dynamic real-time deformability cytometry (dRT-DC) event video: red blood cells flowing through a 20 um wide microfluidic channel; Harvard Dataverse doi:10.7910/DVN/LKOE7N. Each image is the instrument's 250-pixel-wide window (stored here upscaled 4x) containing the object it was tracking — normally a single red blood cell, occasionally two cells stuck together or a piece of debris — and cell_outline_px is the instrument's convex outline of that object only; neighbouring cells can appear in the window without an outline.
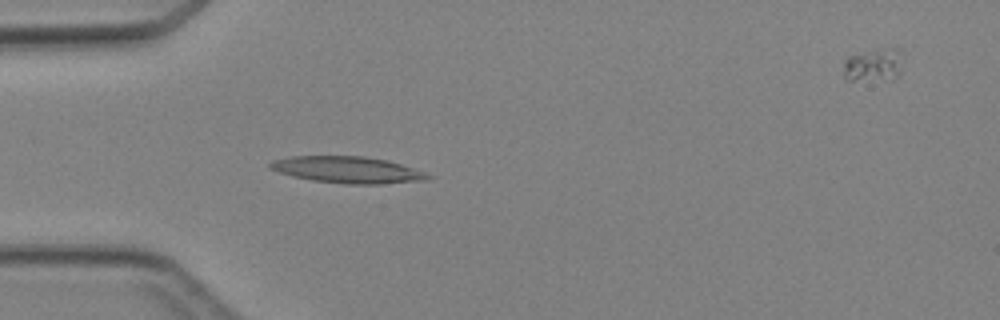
{"species": "Egyptian fruit bat (a non-hibernating species)", "species_latin": "Rousettus aegyptiacus", "temperature_condition": "cold", "stored_images_in_passage": 5, "segment_of_instrument_passage": [1, 2], "camera_frame_rate_fps": 3000, "um_per_image_px": 0.085, "animal": {"sex": "female"}, "frame": {"image": 1, "passage_image": 4, "time_ms": 4.333, "image_size_px": [1000, 320], "cell_outline_px": [[432, 176], [428, 180], [380, 184], [348, 184], [312, 180], [292, 176], [268, 168], [268, 164], [272, 160], [292, 156], [364, 156], [388, 160], [424, 172]], "centroid_in_image_um": [29.52, 14.43], "position_along_channel_um": 55.5, "area_um2": 24.39}}